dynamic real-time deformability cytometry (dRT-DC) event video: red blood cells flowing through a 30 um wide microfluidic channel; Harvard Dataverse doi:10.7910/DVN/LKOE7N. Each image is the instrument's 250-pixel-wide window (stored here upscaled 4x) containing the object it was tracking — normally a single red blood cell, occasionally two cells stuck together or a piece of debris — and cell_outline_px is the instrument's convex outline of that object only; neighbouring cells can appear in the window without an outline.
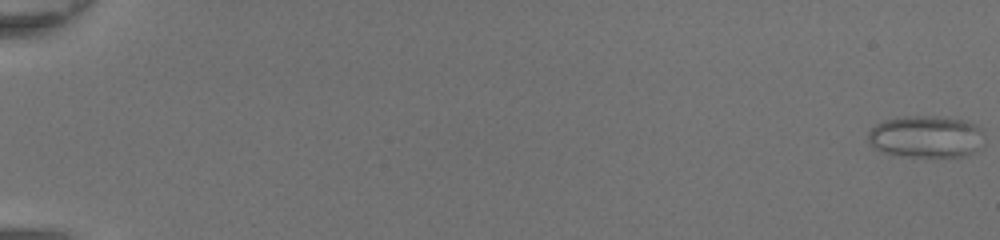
{"species": "common noctule bat (a hibernating species)", "species_latin": "Nyctalus noctula", "temperature_condition": "room temperature", "stored_images_in_passage": 49, "camera_frame_rate_fps": 3000, "um_per_image_px": 0.085, "animal": {"sex": "female", "body_mass_g": 20.0, "forearm_length_mm": 54.0}, "frame": {"image": 1, "passage_image": 1, "time_ms": 0.0, "image_size_px": [1000, 240], "cell_outline_px": [[984, 148], [964, 156], [900, 156], [884, 152], [876, 148], [868, 140], [868, 132], [876, 124], [884, 120], [904, 116], [936, 116], [968, 120], [980, 128], [984, 132]], "centroid_in_image_um": [78.79, 11.61], "position_along_channel_um": 6.2, "area_um2": 28.78}}
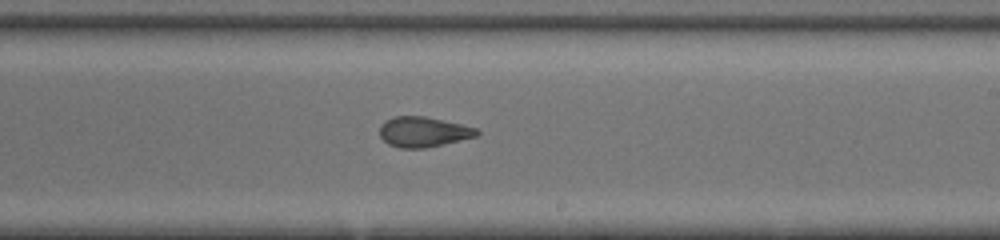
{"frame": {"image": 2, "passage_image": 32, "time_ms": 10.333, "image_size_px": [1000, 240], "cell_outline_px": [[480, 132], [476, 136], [444, 144], [424, 148], [400, 148], [388, 144], [380, 136], [380, 124], [384, 120], [396, 116], [424, 116], [460, 124], [476, 128]], "centroid_in_image_um": [35.95, 11.21], "position_along_channel_um": 253.1, "area_um2": 16.99}}
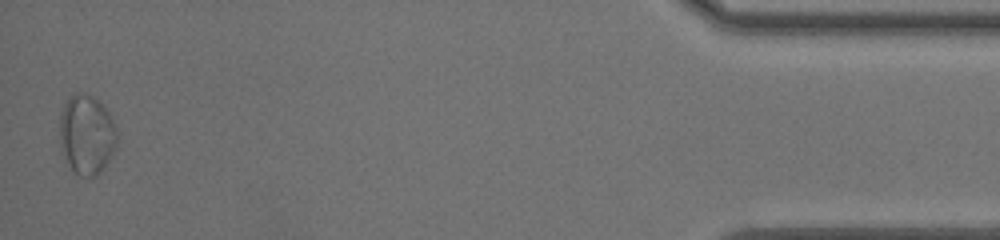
{"frame": {"image": 3, "passage_image": 49, "time_ms": 16.0, "image_size_px": [1000, 240], "cell_outline_px": [[116, 144], [108, 160], [100, 172], [92, 176], [80, 176], [72, 168], [60, 152], [60, 112], [64, 104], [76, 92], [88, 92], [104, 104], [116, 128]], "centroid_in_image_um": [7.34, 11.39], "position_along_channel_um": 427.9, "area_um2": 26.53}, "authors_computed_cell_mechanics": {"area_um2": 20.6924, "velocity_mm_per_s": 4.4304, "shape_relaxation_time_tau1_ms": null, "shape_relaxation_time_tau2_ms": 1.2848, "deformation_change_tau1": null, "deformation_change_tau2": 0.0676}}